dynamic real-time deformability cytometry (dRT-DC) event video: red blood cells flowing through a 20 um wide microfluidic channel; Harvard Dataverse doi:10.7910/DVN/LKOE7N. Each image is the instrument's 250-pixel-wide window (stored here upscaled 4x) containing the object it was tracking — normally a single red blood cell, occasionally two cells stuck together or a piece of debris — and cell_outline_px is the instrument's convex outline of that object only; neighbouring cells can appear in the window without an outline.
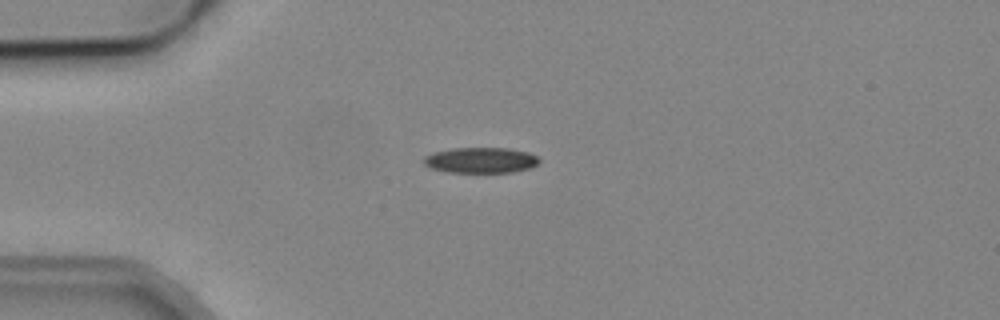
{"species": "common noctule bat (a hibernating species)", "species_latin": "Nyctalus noctula", "temperature_condition": "cold", "stored_images_in_passage": 3, "camera_frame_rate_fps": 3000, "um_per_image_px": 0.085, "animal": {"sex": "male", "body_mass_g": 19.2, "forearm_length_mm": 51.8}, "frame": {"image": 1, "passage_image": 1, "time_ms": 0.0, "image_size_px": [1000, 320], "cell_outline_px": [[540, 160], [536, 164], [528, 168], [512, 172], [448, 172], [432, 168], [424, 164], [424, 156], [432, 152], [452, 148], [508, 148], [528, 152], [540, 156]], "centroid_in_image_um": [40.87, 13.6], "position_along_channel_um": 44.1, "area_um2": 17.22}}